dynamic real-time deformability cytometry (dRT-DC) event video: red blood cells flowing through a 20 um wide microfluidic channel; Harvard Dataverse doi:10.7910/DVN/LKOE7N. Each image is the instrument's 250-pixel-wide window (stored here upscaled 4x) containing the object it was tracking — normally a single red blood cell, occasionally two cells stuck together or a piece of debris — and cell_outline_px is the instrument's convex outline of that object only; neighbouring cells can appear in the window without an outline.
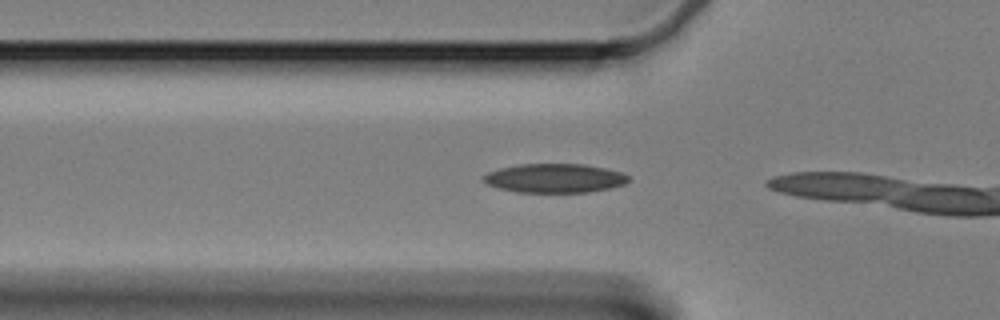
{"species": "Egyptian fruit bat (a non-hibernating species)", "species_latin": "Rousettus aegyptiacus", "temperature_condition": "cold", "stored_images_in_passage": 7, "camera_frame_rate_fps": 3000, "um_per_image_px": 0.085, "animal": {"sex": "female"}, "frame": {"image": 1, "passage_image": 3, "time_ms": 0.667, "image_size_px": [1000, 320], "cell_outline_px": [[628, 180], [624, 184], [608, 188], [588, 192], [516, 192], [500, 188], [488, 184], [480, 176], [488, 172], [500, 168], [520, 164], [584, 164], [604, 168], [620, 172], [628, 176]], "centroid_in_image_um": [47.11, 15.14], "position_along_channel_um": 78.7, "area_um2": 24.28}}
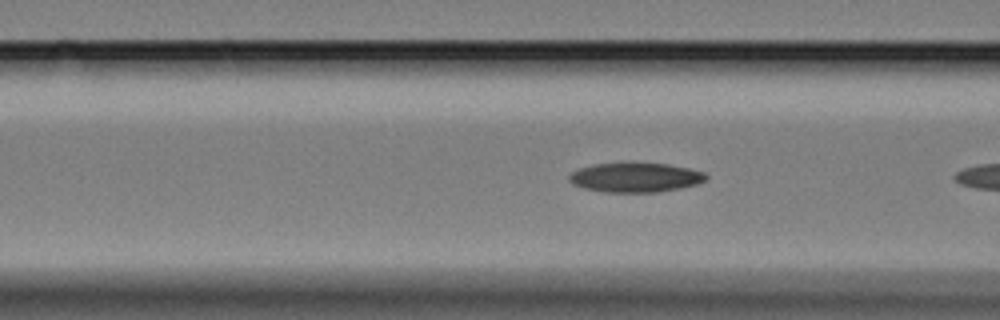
{"frame": {"image": 2, "passage_image": 6, "time_ms": 1.667, "image_size_px": [1000, 320], "cell_outline_px": [[708, 176], [704, 180], [696, 184], [680, 188], [656, 192], [604, 192], [584, 188], [572, 184], [568, 180], [568, 176], [572, 172], [580, 168], [592, 164], [668, 164], [688, 168], [704, 172]], "centroid_in_image_um": [53.98, 15.1], "position_along_channel_um": 112.6, "area_um2": 23.12}}